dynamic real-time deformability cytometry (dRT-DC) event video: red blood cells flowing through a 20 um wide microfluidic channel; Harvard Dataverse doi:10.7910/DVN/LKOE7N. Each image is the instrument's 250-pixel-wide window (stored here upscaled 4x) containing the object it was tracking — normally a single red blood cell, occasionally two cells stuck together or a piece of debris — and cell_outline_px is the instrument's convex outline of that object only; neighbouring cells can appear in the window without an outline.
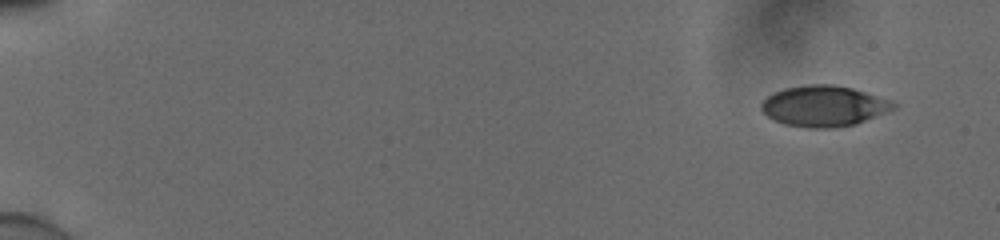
{"species": "human", "species_latin": "Homo sapiens", "temperature_condition": "cold", "stored_images_in_passage": 46, "camera_frame_rate_fps": 3000, "um_per_image_px": 0.085, "donor": {"sex": "male"}, "frame": {"image": 1, "passage_image": 1, "time_ms": 0.0, "image_size_px": [1000, 240], "cell_outline_px": [[896, 108], [864, 120], [852, 124], [832, 128], [808, 128], [784, 124], [768, 116], [760, 108], [760, 104], [772, 92], [784, 88], [808, 84], [832, 84], [852, 88], [892, 100], [896, 104]], "centroid_in_image_um": [70.0, 9.0], "position_along_channel_um": 15.0, "area_um2": 31.21}}
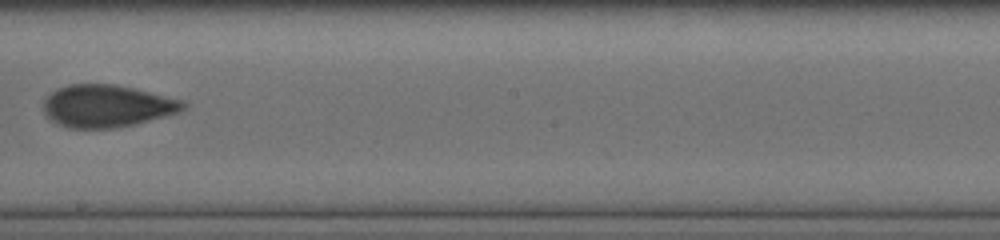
{"frame": {"image": 2, "passage_image": 27, "time_ms": 8.667, "image_size_px": [1000, 240], "cell_outline_px": [[188, 104], [184, 108], [176, 112], [164, 116], [136, 124], [116, 128], [68, 128], [52, 120], [44, 112], [44, 100], [56, 88], [68, 84], [116, 84], [184, 100]], "centroid_in_image_um": [9.09, 9.0], "position_along_channel_um": 239.1, "area_um2": 34.33}}
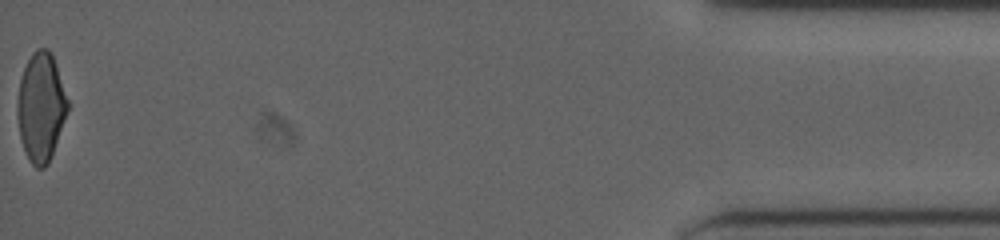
{"frame": {"image": 3, "passage_image": 46, "time_ms": 15.0, "image_size_px": [1000, 240], "cell_outline_px": [[68, 108], [52, 156], [48, 164], [44, 168], [36, 168], [32, 164], [24, 148], [20, 136], [16, 112], [16, 108], [20, 80], [24, 68], [32, 52], [36, 48], [48, 48], [52, 52], [68, 100]], "centroid_in_image_um": [3.47, 9.08], "position_along_channel_um": 431.7, "area_um2": 31.73}, "authors_computed_cell_mechanics": {"area_um2": 33.1194, "velocity_mm_per_s": 3.9383, "shape_relaxation_time_tau1_ms": 5.5787, "shape_relaxation_time_tau2_ms": 1.4068, "deformation_change_tau1": 0.1527, "deformation_change_tau2": 0.0845}}